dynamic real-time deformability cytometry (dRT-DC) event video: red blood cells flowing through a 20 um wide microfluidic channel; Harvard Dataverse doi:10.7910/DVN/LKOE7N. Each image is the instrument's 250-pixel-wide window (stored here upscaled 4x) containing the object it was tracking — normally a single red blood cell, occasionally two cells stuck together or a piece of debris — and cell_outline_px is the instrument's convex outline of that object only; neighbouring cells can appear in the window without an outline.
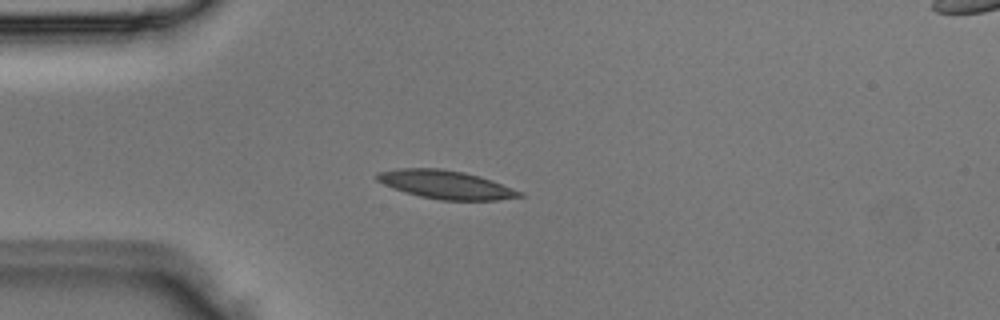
{"species": "Egyptian fruit bat (a non-hibernating species)", "species_latin": "Rousettus aegyptiacus", "temperature_condition": "room temperature", "stored_images_in_passage": 2, "camera_frame_rate_fps": 3000, "um_per_image_px": 0.085, "animal": {"sex": "male"}, "frame": {"image": 1, "passage_image": 2, "time_ms": 0.333, "image_size_px": [1000, 320], "cell_outline_px": [[524, 196], [496, 200], [440, 200], [420, 196], [384, 184], [376, 180], [376, 172], [400, 168], [440, 168], [464, 172], [480, 176], [492, 180], [524, 192]], "centroid_in_image_um": [37.93, 15.68], "position_along_channel_um": 47.1, "area_um2": 23.47}}